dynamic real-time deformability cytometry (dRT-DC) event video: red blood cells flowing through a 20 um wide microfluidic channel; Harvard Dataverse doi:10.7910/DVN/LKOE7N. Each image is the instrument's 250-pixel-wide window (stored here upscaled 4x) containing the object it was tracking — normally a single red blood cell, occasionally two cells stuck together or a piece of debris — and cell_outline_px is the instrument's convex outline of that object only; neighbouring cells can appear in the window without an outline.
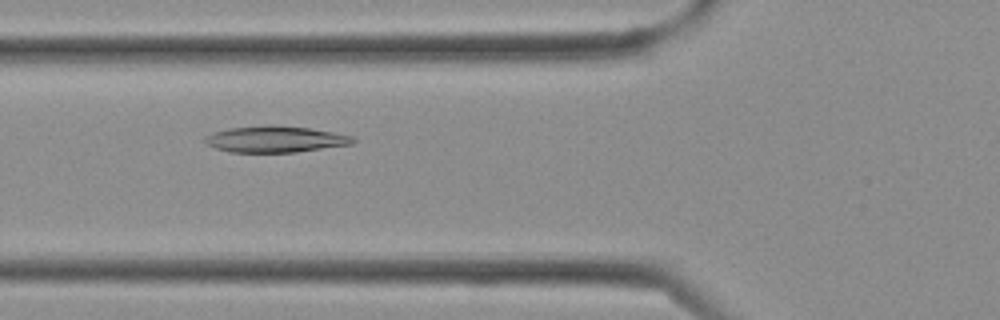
{"species": "Egyptian fruit bat (a non-hibernating species)", "species_latin": "Rousettus aegyptiacus", "temperature_condition": "cold", "stored_images_in_passage": 2, "camera_frame_rate_fps": 3000, "um_per_image_px": 0.085, "frame": {"image": 1, "passage_image": 2, "time_ms": 0.333, "image_size_px": [1000, 320], "cell_outline_px": [[356, 140], [352, 144], [296, 152], [228, 152], [204, 144], [204, 136], [212, 132], [228, 128], [308, 128], [332, 132], [352, 136]], "centroid_in_image_um": [23.36, 11.88], "position_along_channel_um": 102.4, "area_um2": 21.68}}